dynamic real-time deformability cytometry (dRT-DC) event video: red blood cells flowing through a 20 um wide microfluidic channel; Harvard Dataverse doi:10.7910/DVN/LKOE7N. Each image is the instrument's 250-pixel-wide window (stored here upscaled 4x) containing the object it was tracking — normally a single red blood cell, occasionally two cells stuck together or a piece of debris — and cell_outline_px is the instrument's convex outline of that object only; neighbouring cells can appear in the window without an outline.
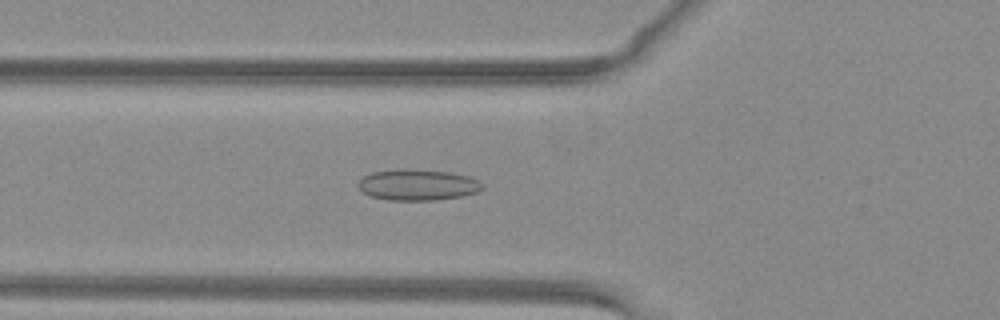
{"species": "common noctule bat (a hibernating species)", "species_latin": "Nyctalus noctula", "temperature_condition": "warm", "stored_images_in_passage": 42, "camera_frame_rate_fps": 3000, "um_per_image_px": 0.085, "animal": {"sex": "female", "body_mass_g": 29.2, "forearm_length_mm": 56.3}, "frame": {"image": 1, "passage_image": 16, "time_ms": 5.0, "image_size_px": [1000, 320], "cell_outline_px": [[484, 188], [480, 192], [464, 196], [436, 200], [388, 200], [372, 196], [364, 192], [356, 184], [364, 176], [372, 172], [400, 168], [404, 168], [452, 172], [468, 176], [480, 180], [484, 184]], "centroid_in_image_um": [35.57, 15.7], "position_along_channel_um": 90.2, "area_um2": 22.83}}
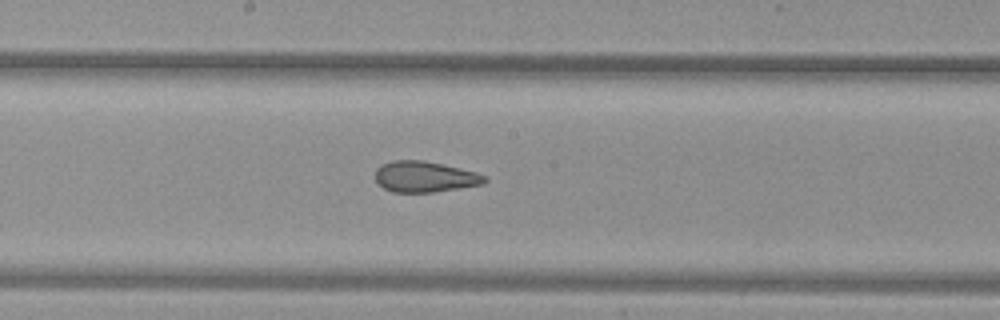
{"frame": {"image": 2, "passage_image": 25, "time_ms": 8.0, "image_size_px": [1000, 320], "cell_outline_px": [[488, 180], [484, 184], [436, 192], [392, 192], [384, 188], [376, 180], [376, 168], [380, 164], [392, 160], [424, 160], [460, 168], [476, 172], [484, 176]], "centroid_in_image_um": [36.1, 15.02], "position_along_channel_um": 212.1, "area_um2": 19.77}}
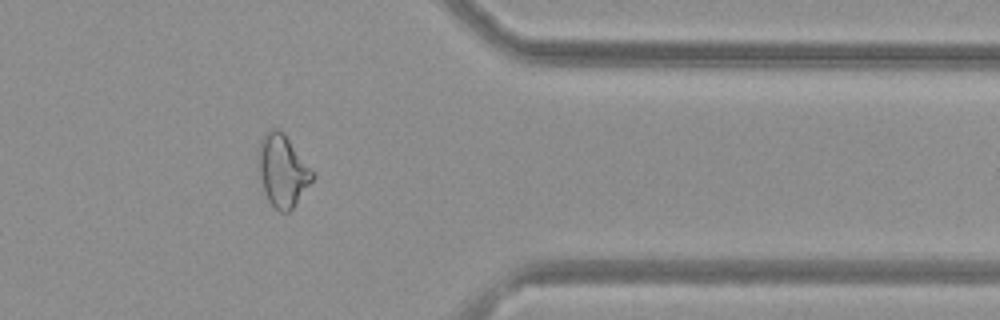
{"frame": {"image": 3, "passage_image": 39, "time_ms": 12.667, "image_size_px": [1000, 320], "cell_outline_px": [[316, 176], [292, 208], [288, 212], [280, 212], [268, 200], [264, 192], [256, 168], [256, 152], [260, 140], [272, 128], [276, 128], [288, 140]], "centroid_in_image_um": [23.95, 14.53], "position_along_channel_um": 387.5, "area_um2": 22.43}, "authors_computed_cell_mechanics": {"area_um2": 22.1663, "velocity_mm_per_s": 4.0366, "shape_relaxation_time_tau1_ms": null, "shape_relaxation_time_tau2_ms": 1.8882, "deformation_change_tau1": null, "deformation_change_tau2": 0.0963}}